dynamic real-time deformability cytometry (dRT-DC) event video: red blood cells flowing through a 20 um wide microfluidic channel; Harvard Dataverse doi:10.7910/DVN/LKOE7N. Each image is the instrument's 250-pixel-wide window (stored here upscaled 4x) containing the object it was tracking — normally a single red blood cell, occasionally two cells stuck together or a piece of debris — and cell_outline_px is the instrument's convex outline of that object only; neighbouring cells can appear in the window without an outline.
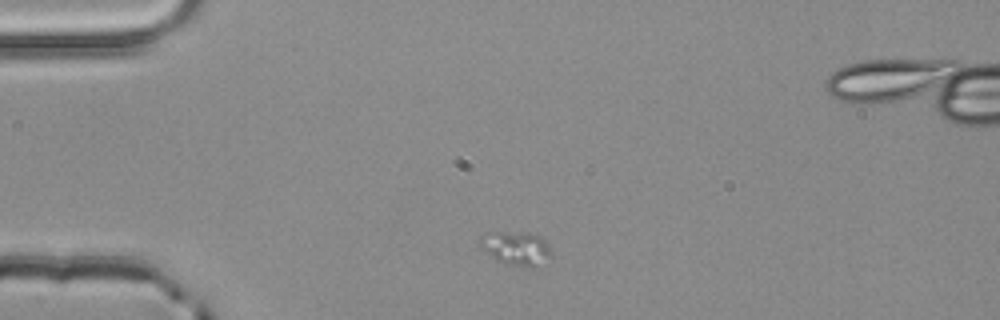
{"species": "common noctule bat (a hibernating species)", "species_latin": "Nyctalus noctula", "temperature_condition": "room temperature", "stored_images_in_passage": 2, "camera_frame_rate_fps": 3000, "um_per_image_px": 0.085, "animal": {"sex": "male", "body_mass_g": 20.4}, "frame": {"image": 1, "passage_image": 1, "time_ms": 0.0, "image_size_px": [1000, 320], "cell_outline_px": [[552, 260], [532, 268], [528, 268], [504, 264], [496, 260], [480, 248], [480, 236], [484, 232], [528, 232], [540, 236], [544, 240], [552, 252]], "centroid_in_image_um": [43.89, 21.12], "position_along_channel_um": 41.1, "area_um2": 14.62}}